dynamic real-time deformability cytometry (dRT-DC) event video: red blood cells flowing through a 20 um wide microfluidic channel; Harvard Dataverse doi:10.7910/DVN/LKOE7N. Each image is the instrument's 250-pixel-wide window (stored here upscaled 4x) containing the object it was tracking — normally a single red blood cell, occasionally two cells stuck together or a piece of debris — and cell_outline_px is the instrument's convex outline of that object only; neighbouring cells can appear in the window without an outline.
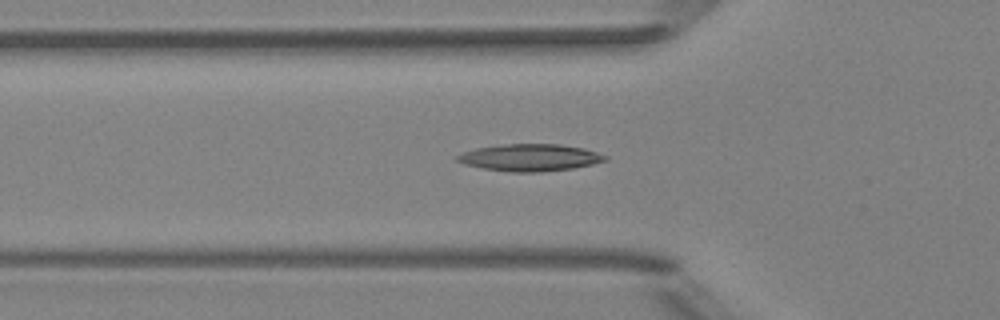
{"species": "Egyptian fruit bat (a non-hibernating species)", "species_latin": "Rousettus aegyptiacus", "temperature_condition": "room temperature", "stored_images_in_passage": 52, "camera_frame_rate_fps": 3000, "um_per_image_px": 0.085, "animal": {"sex": "female"}, "frame": {"image": 1, "passage_image": 18, "time_ms": 5.667, "image_size_px": [1000, 320], "cell_outline_px": [[608, 160], [592, 164], [572, 168], [540, 172], [512, 172], [484, 168], [464, 164], [456, 160], [456, 156], [464, 152], [476, 148], [500, 144], [560, 144], [584, 148], [608, 156]], "centroid_in_image_um": [45.06, 13.38], "position_along_channel_um": 80.7, "area_um2": 23.24}}
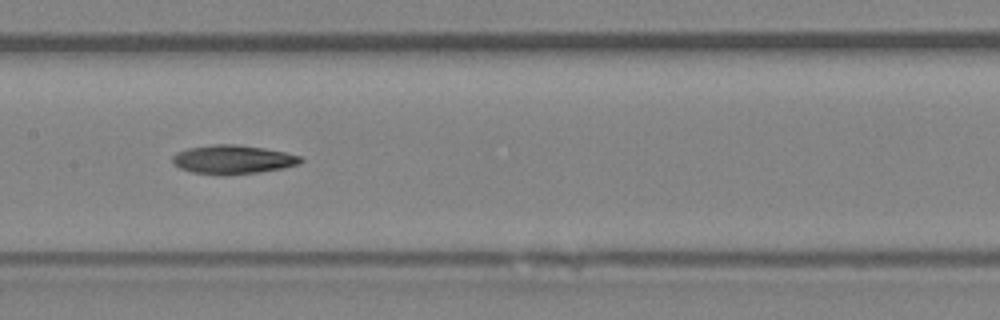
{"frame": {"image": 2, "passage_image": 26, "time_ms": 8.333, "image_size_px": [1000, 320], "cell_outline_px": [[304, 160], [300, 164], [284, 168], [256, 172], [224, 176], [220, 176], [192, 172], [180, 168], [172, 164], [172, 156], [176, 152], [188, 148], [216, 144], [236, 144], [264, 148], [284, 152], [300, 156]], "centroid_in_image_um": [19.77, 13.57], "position_along_channel_um": 187.6, "area_um2": 21.73}}
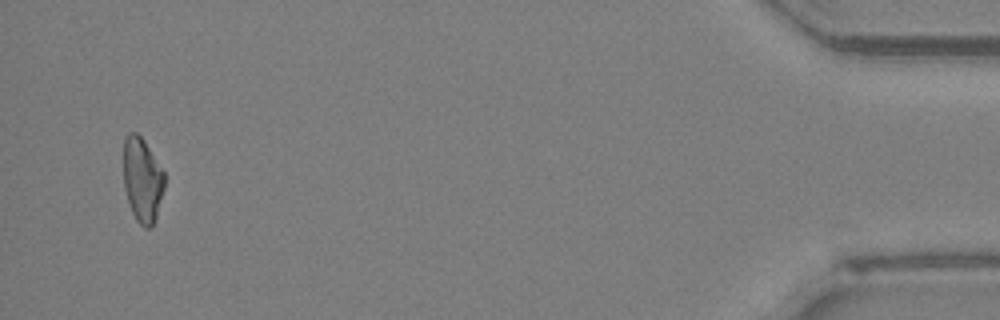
{"frame": {"image": 3, "passage_image": 50, "time_ms": 16.333, "image_size_px": [1000, 320], "cell_outline_px": [[164, 188], [156, 216], [152, 224], [148, 228], [144, 228], [136, 220], [132, 212], [124, 188], [124, 136], [128, 132], [136, 132], [144, 140], [164, 172]], "centroid_in_image_um": [12.08, 15.26], "position_along_channel_um": 423.1, "area_um2": 20.0}}